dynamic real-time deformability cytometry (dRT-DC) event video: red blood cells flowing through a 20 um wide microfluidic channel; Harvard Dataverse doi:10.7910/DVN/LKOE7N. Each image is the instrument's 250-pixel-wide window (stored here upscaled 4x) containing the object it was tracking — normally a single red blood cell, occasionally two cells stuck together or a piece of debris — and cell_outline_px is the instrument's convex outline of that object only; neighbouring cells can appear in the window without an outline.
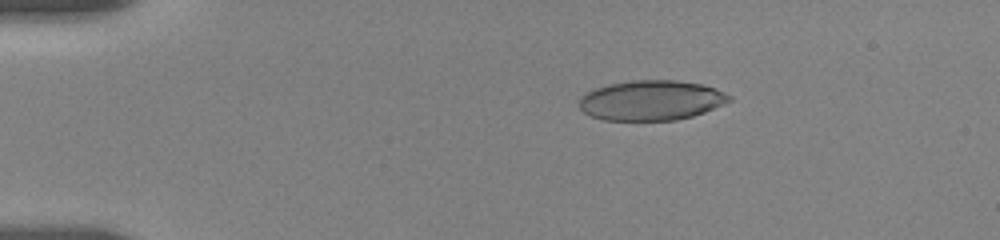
{"species": "human", "species_latin": "Homo sapiens", "temperature_condition": "room temperature", "stored_images_in_passage": 9, "camera_frame_rate_fps": 3000, "um_per_image_px": 0.085, "donor": {"sex": "female"}, "frame": {"image": 1, "passage_image": 4, "time_ms": 2.667, "image_size_px": [1000, 240], "cell_outline_px": [[732, 100], [704, 112], [692, 116], [676, 120], [604, 120], [592, 116], [584, 112], [580, 108], [580, 96], [596, 88], [608, 84], [632, 80], [676, 80], [700, 84], [716, 88], [732, 96]], "centroid_in_image_um": [55.37, 8.52], "position_along_channel_um": 29.6, "area_um2": 34.85}}
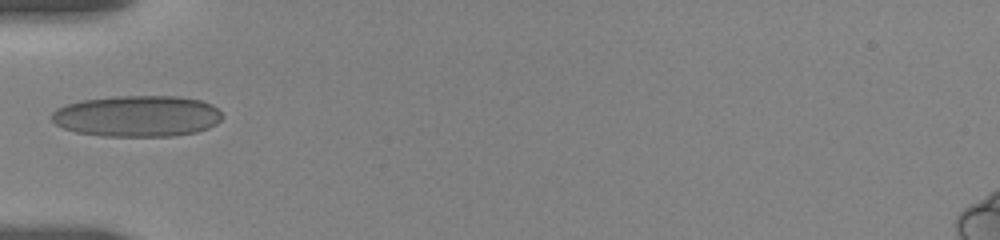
{"frame": {"image": 2, "passage_image": 8, "time_ms": 5.667, "image_size_px": [1000, 240], "cell_outline_px": [[224, 116], [216, 124], [208, 128], [196, 132], [172, 136], [104, 136], [76, 132], [64, 128], [56, 124], [52, 120], [52, 112], [56, 108], [64, 104], [84, 100], [116, 96], [176, 96], [200, 100], [212, 104]], "centroid_in_image_um": [11.67, 9.87], "position_along_channel_um": 73.3, "area_um2": 41.04}}